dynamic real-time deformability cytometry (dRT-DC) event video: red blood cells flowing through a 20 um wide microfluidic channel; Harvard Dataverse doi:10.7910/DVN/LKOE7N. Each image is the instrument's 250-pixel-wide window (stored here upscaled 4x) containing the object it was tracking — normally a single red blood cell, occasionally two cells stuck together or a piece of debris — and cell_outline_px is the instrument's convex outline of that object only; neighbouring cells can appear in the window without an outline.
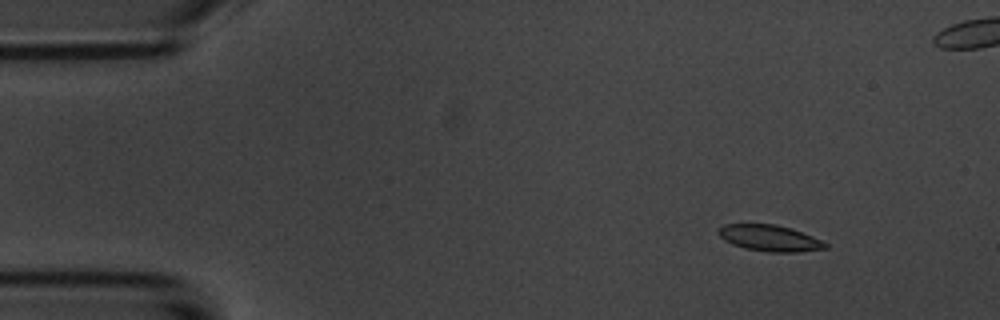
{"species": "common noctule bat (a hibernating species)", "species_latin": "Nyctalus noctula", "temperature_condition": "room temperature", "stored_images_in_passage": 5, "camera_frame_rate_fps": 3000, "um_per_image_px": 0.085, "animal": {"sex": "male", "body_mass_g": 20.1, "forearm_length_mm": 53.5}, "frame": {"image": 1, "passage_image": 1, "time_ms": 0.0, "image_size_px": [1000, 320], "cell_outline_px": [[828, 248], [800, 252], [768, 252], [744, 248], [732, 244], [724, 240], [716, 232], [724, 224], [776, 224], [792, 228], [812, 236], [828, 244]], "centroid_in_image_um": [65.43, 20.24], "position_along_channel_um": 19.6, "area_um2": 16.42}}